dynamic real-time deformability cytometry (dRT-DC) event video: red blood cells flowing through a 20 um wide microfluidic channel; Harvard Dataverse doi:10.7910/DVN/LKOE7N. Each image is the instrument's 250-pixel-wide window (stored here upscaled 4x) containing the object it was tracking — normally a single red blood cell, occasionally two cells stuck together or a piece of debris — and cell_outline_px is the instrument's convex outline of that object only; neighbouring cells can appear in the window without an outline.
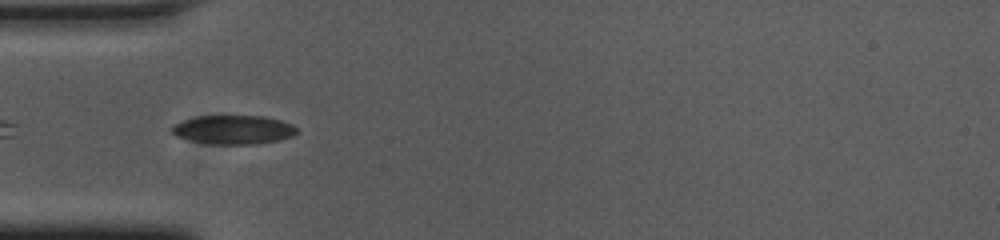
{"species": "common noctule bat (a hibernating species)", "species_latin": "Nyctalus noctula", "temperature_condition": "cold", "stored_images_in_passage": 40, "camera_frame_rate_fps": 3000, "um_per_image_px": 0.085, "animal": {"sex": "female", "body_mass_g": 23.0, "forearm_length_mm": 53.4}, "frame": {"image": 1, "passage_image": 1, "time_ms": 0.0, "image_size_px": [1000, 240], "cell_outline_px": [[296, 132], [292, 136], [280, 140], [252, 144], [208, 144], [176, 136], [168, 132], [168, 128], [172, 124], [180, 120], [196, 116], [264, 116], [280, 120], [292, 124], [296, 128]], "centroid_in_image_um": [19.75, 11.02], "position_along_channel_um": 65.3, "area_um2": 21.27}}
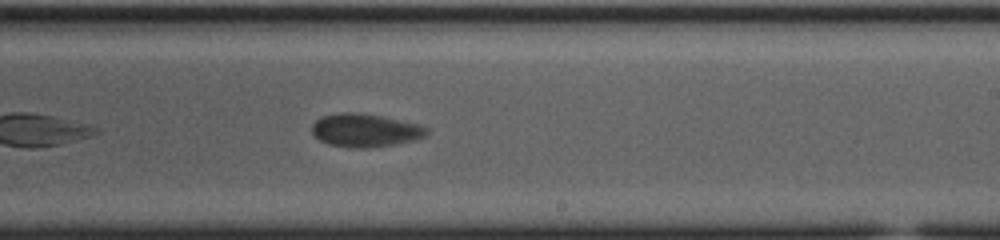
{"frame": {"image": 2, "passage_image": 17, "time_ms": 5.333, "image_size_px": [1000, 240], "cell_outline_px": [[428, 132], [424, 136], [412, 140], [396, 144], [368, 148], [352, 148], [328, 144], [320, 140], [312, 132], [312, 124], [320, 116], [336, 112], [356, 112], [380, 116], [416, 124], [428, 128]], "centroid_in_image_um": [30.98, 11.07], "position_along_channel_um": 258.0, "area_um2": 22.08}}
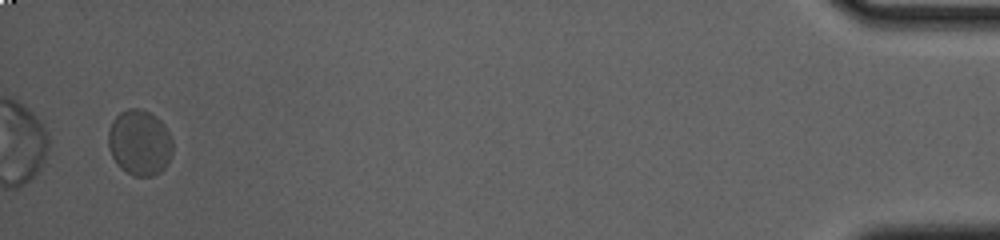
{"frame": {"image": 3, "passage_image": 38, "time_ms": 12.333, "image_size_px": [1000, 240], "cell_outline_px": [[172, 152], [164, 168], [160, 172], [152, 176], [132, 176], [120, 168], [116, 164], [108, 148], [108, 132], [112, 120], [120, 112], [128, 108], [140, 108], [148, 112], [160, 120], [164, 124], [172, 140]], "centroid_in_image_um": [11.84, 12.13], "position_along_channel_um": 423.4, "area_um2": 24.74}, "authors_computed_cell_mechanics": {"area_um2": 22.542, "velocity_mm_per_s": 3.6254, "shape_relaxation_time_tau1_ms": null, "shape_relaxation_time_tau2_ms": 1.0286, "deformation_change_tau1": null, "deformation_change_tau2": 0.0359}}